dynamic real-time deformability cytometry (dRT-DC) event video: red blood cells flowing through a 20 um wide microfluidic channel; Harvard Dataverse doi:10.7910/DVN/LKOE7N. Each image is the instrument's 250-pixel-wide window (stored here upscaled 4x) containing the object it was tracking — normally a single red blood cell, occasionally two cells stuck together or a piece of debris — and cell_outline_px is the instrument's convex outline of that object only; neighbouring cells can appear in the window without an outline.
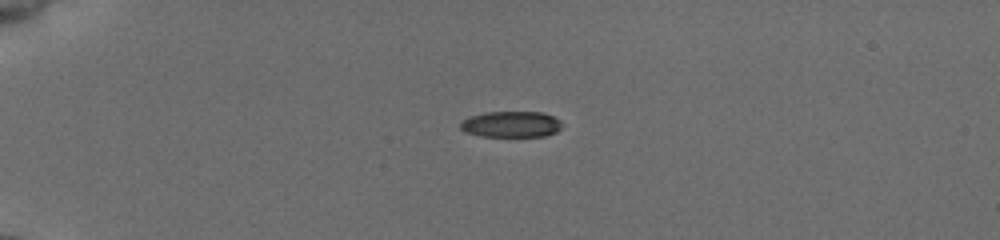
{"species": "common noctule bat (a hibernating species)", "species_latin": "Nyctalus noctula", "temperature_condition": "cold", "stored_images_in_passage": 41, "camera_frame_rate_fps": 3000, "um_per_image_px": 0.085, "animal": {"sex": "female", "body_mass_g": 19.5, "forearm_length_mm": 54.1}, "frame": {"image": 1, "passage_image": 1, "time_ms": 0.0, "image_size_px": [1000, 240], "cell_outline_px": [[560, 128], [556, 132], [544, 136], [480, 136], [464, 132], [460, 128], [460, 120], [468, 116], [484, 112], [540, 112], [552, 116], [560, 120]], "centroid_in_image_um": [43.37, 10.56], "position_along_channel_um": 41.6, "area_um2": 15.49}}
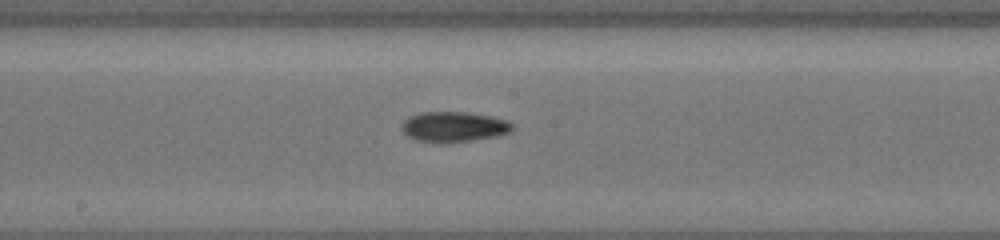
{"frame": {"image": 2, "passage_image": 18, "time_ms": 5.667, "image_size_px": [1000, 240], "cell_outline_px": [[512, 132], [500, 136], [448, 144], [440, 144], [416, 140], [408, 136], [400, 128], [404, 120], [412, 116], [424, 112], [464, 112], [488, 116], [504, 120], [512, 124]], "centroid_in_image_um": [38.56, 10.81], "position_along_channel_um": 209.6, "area_um2": 19.65}}
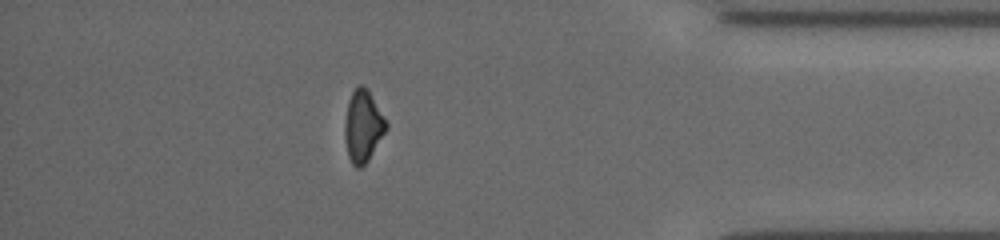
{"frame": {"image": 3, "passage_image": 35, "time_ms": 11.333, "image_size_px": [1000, 240], "cell_outline_px": [[388, 128], [368, 160], [360, 168], [356, 168], [352, 164], [348, 156], [344, 136], [344, 124], [348, 100], [352, 92], [360, 84], [368, 92], [388, 124]], "centroid_in_image_um": [30.83, 10.78], "position_along_channel_um": 404.4, "area_um2": 16.99}, "authors_computed_cell_mechanics": {"area_um2": 17.8602, "velocity_mm_per_s": 3.91, "shape_relaxation_time_tau1_ms": 2.6025, "shape_relaxation_time_tau2_ms": 9.6768, "deformation_change_tau1": 0.1182, "deformation_change_tau2": 0.1813}}